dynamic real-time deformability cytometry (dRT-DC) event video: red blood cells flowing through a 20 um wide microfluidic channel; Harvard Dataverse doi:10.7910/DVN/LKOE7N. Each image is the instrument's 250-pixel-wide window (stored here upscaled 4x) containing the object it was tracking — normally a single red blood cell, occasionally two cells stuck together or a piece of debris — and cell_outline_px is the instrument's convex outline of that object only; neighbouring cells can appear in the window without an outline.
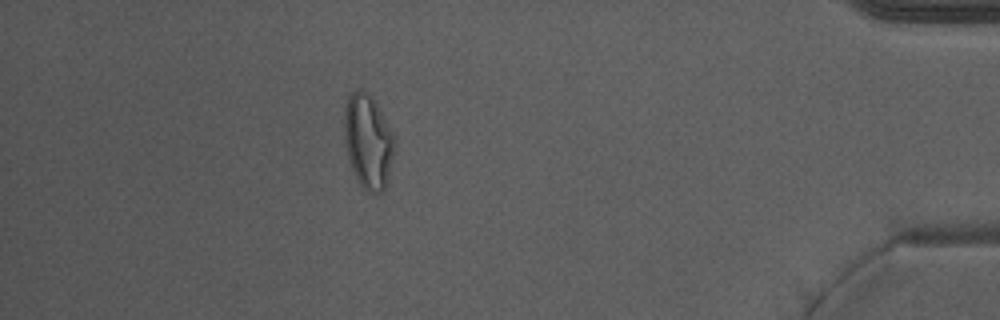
{"species": "Egyptian fruit bat (a non-hibernating species)", "species_latin": "Rousettus aegyptiacus", "temperature_condition": "warm", "stored_images_in_passage": 41, "camera_frame_rate_fps": 3000, "um_per_image_px": 0.085, "animal": {"sex": "male"}, "frame": {"image": 1, "passage_image": 35, "time_ms": 11.333, "image_size_px": [1000, 320], "cell_outline_px": [[396, 140], [388, 184], [384, 192], [376, 196], [368, 192], [360, 184], [352, 168], [348, 156], [344, 136], [344, 108], [348, 96], [356, 88], [360, 88], [368, 92], [372, 96]], "centroid_in_image_um": [31.3, 12.05], "position_along_channel_um": 403.9, "area_um2": 27.98}, "authors_computed_cell_mechanics": {"area_um2": 24.7962, "velocity_mm_per_s": 3.9676, "shape_relaxation_time_tau1_ms": null, "shape_relaxation_time_tau2_ms": 1.5101, "deformation_change_tau1": null, "deformation_change_tau2": 0.096}}